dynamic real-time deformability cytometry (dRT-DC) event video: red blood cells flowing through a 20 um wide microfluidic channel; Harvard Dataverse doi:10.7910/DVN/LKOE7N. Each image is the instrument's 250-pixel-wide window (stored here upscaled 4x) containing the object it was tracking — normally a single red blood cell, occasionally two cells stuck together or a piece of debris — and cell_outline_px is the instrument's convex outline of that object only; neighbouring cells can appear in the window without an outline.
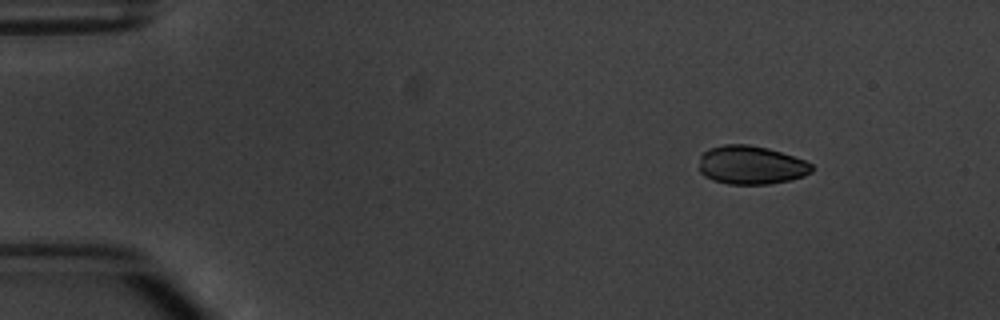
{"species": "common noctule bat (a hibernating species)", "species_latin": "Nyctalus noctula", "temperature_condition": "warm", "stored_images_in_passage": 4, "camera_frame_rate_fps": 3000, "um_per_image_px": 0.085, "animal": {"sex": "male", "body_mass_g": 20.1, "forearm_length_mm": 53.5}, "frame": {"image": 1, "passage_image": 1, "time_ms": 0.0, "image_size_px": [1000, 320], "cell_outline_px": [[812, 172], [804, 176], [792, 180], [768, 184], [728, 184], [712, 180], [704, 176], [700, 172], [700, 156], [708, 148], [724, 144], [748, 144], [768, 148], [804, 160], [812, 164]], "centroid_in_image_um": [63.83, 14.03], "position_along_channel_um": 21.2, "area_um2": 25.43}}
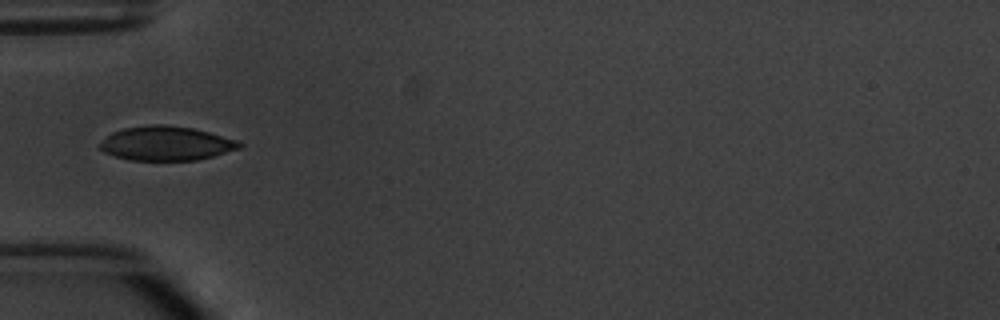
{"frame": {"image": 2, "passage_image": 4, "time_ms": 3.667, "image_size_px": [1000, 320], "cell_outline_px": [[244, 144], [240, 148], [212, 156], [196, 160], [128, 160], [104, 152], [96, 144], [112, 132], [124, 128], [152, 124], [164, 124], [192, 128], [208, 132], [236, 140]], "centroid_in_image_um": [14.08, 12.18], "position_along_channel_um": 70.9, "area_um2": 27.74}}